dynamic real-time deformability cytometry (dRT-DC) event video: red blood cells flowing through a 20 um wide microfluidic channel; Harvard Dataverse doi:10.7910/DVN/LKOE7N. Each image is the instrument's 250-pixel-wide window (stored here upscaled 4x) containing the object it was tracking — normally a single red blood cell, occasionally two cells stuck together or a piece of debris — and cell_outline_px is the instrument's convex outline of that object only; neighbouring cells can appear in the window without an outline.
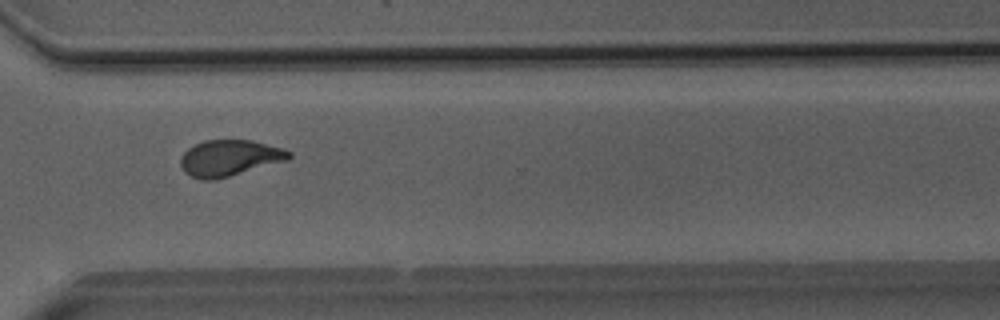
{"species": "Egyptian fruit bat (a non-hibernating species)", "species_latin": "Rousettus aegyptiacus", "temperature_condition": "room temperature", "stored_images_in_passage": 36, "camera_frame_rate_fps": 3000, "um_per_image_px": 0.085, "animal": {"sex": "male"}, "frame": {"image": 1, "passage_image": 23, "time_ms": 7.333, "image_size_px": [1000, 320], "cell_outline_px": [[292, 156], [288, 160], [216, 180], [200, 180], [184, 172], [180, 168], [180, 156], [188, 148], [204, 140], [252, 140], [284, 148], [292, 152]], "centroid_in_image_um": [19.5, 13.43], "position_along_channel_um": 351.1, "area_um2": 23.12}}
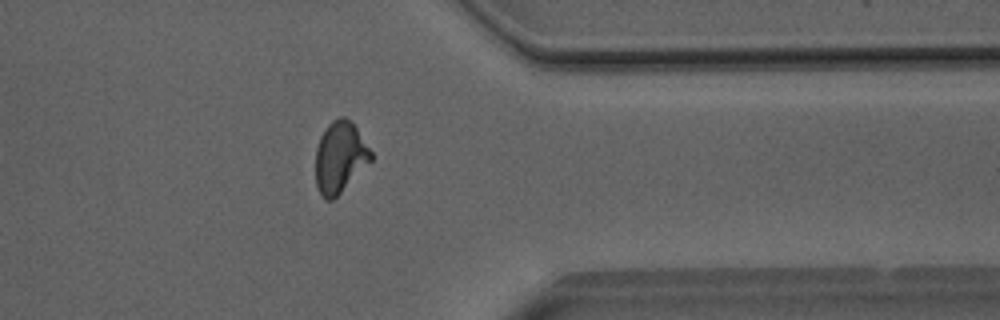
{"frame": {"image": 2, "passage_image": 26, "time_ms": 8.333, "image_size_px": [1000, 320], "cell_outline_px": [[372, 160], [332, 200], [324, 200], [320, 196], [316, 188], [316, 148], [320, 136], [328, 124], [332, 120], [340, 116], [344, 116], [356, 128], [372, 152]], "centroid_in_image_um": [28.86, 13.37], "position_along_channel_um": 382.5, "area_um2": 22.77}}
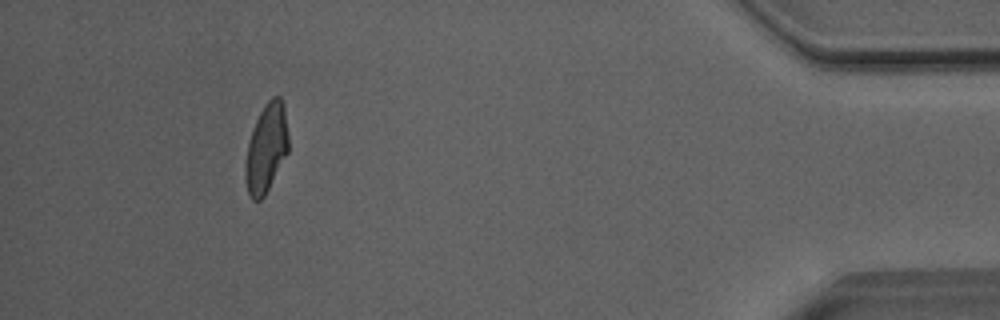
{"frame": {"image": 3, "passage_image": 32, "time_ms": 10.333, "image_size_px": [1000, 320], "cell_outline_px": [[288, 152], [264, 196], [260, 200], [252, 200], [248, 192], [244, 180], [244, 164], [248, 144], [256, 120], [264, 104], [272, 96], [280, 96], [284, 104], [288, 136]], "centroid_in_image_um": [22.62, 12.59], "position_along_channel_um": 412.6, "area_um2": 22.25}}